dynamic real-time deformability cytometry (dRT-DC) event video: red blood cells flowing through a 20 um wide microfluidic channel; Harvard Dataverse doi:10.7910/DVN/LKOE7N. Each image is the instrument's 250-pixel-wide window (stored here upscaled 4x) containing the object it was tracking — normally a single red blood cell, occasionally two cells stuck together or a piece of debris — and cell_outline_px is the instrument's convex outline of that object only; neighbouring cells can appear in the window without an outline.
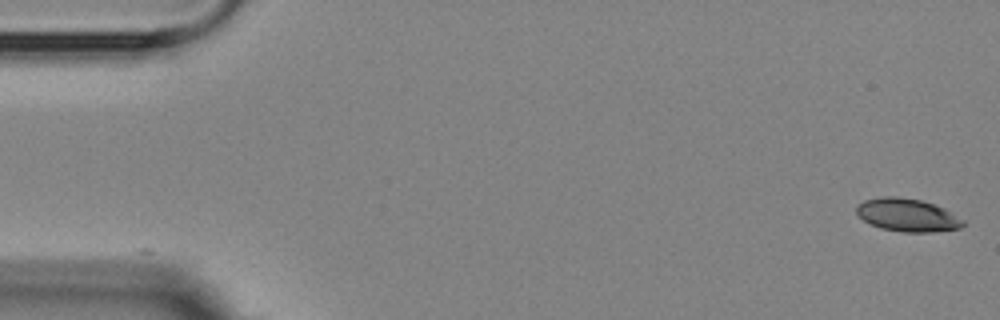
{"species": "Egyptian fruit bat (a non-hibernating species)", "species_latin": "Rousettus aegyptiacus", "temperature_condition": "room temperature", "stored_images_in_passage": 6, "camera_frame_rate_fps": 3000, "um_per_image_px": 0.085, "animal": {"sex": "female"}, "frame": {"image": 1, "passage_image": 1, "time_ms": 0.0, "image_size_px": [1000, 320], "cell_outline_px": [[964, 224], [960, 228], [932, 232], [904, 232], [880, 228], [864, 220], [856, 212], [856, 204], [864, 200], [880, 196], [896, 196], [920, 200], [944, 208], [964, 220]], "centroid_in_image_um": [77.1, 18.27], "position_along_channel_um": 7.9, "area_um2": 20.4}}
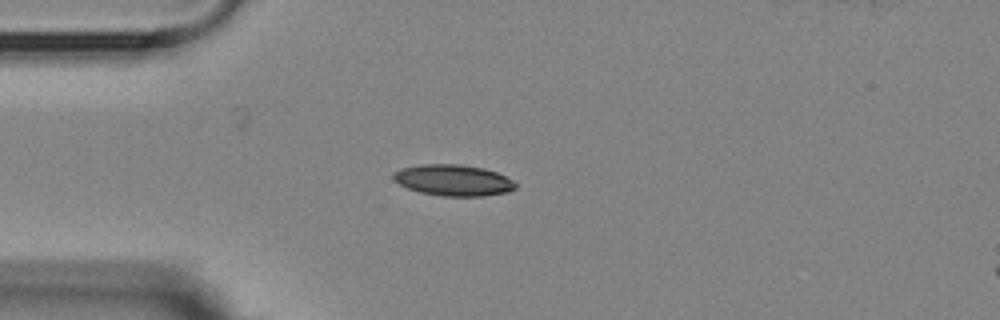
{"frame": {"image": 2, "passage_image": 5, "time_ms": 4.333, "image_size_px": [1000, 320], "cell_outline_px": [[516, 188], [508, 192], [484, 196], [440, 196], [420, 192], [408, 188], [392, 180], [392, 172], [400, 168], [420, 164], [460, 164], [484, 168], [496, 172], [512, 180], [516, 184]], "centroid_in_image_um": [38.49, 15.31], "position_along_channel_um": 46.5, "area_um2": 22.37}}